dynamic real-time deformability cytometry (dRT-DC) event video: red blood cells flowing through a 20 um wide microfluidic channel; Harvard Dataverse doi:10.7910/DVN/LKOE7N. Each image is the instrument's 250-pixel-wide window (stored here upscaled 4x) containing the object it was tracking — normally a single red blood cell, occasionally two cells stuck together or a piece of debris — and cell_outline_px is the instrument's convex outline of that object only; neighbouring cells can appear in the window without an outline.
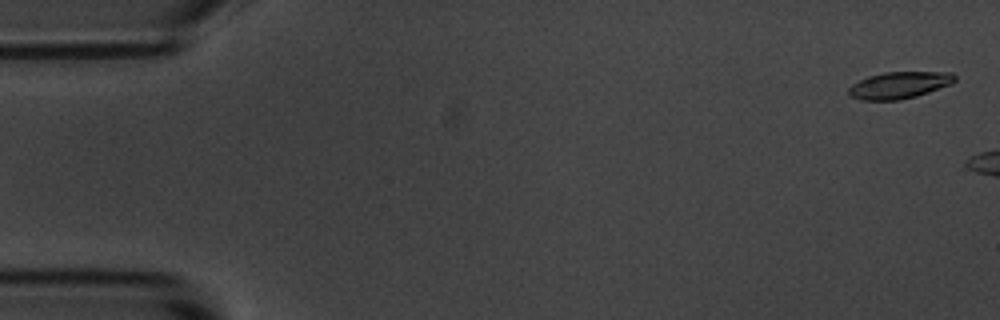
{"species": "common noctule bat (a hibernating species)", "species_latin": "Nyctalus noctula", "temperature_condition": "room temperature", "stored_images_in_passage": 3, "camera_frame_rate_fps": 3000, "um_per_image_px": 0.085, "animal": {"sex": "male", "body_mass_g": 20.1, "forearm_length_mm": 53.5}, "frame": {"image": 1, "passage_image": 1, "time_ms": 0.0, "image_size_px": [1000, 320], "cell_outline_px": [[956, 80], [952, 84], [916, 96], [900, 100], [860, 100], [848, 96], [848, 88], [852, 84], [868, 76], [884, 72], [952, 72], [956, 76]], "centroid_in_image_um": [76.42, 7.24], "position_along_channel_um": 8.6, "area_um2": 16.7}}